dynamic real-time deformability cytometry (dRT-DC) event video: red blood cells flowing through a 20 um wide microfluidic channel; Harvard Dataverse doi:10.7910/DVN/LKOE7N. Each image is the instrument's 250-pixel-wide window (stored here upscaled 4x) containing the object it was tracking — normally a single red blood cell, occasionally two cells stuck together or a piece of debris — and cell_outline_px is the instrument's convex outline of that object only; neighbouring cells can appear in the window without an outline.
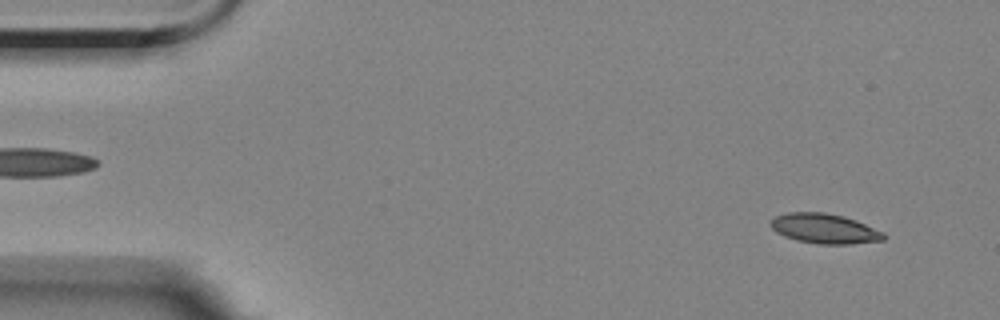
{"species": "Egyptian fruit bat (a non-hibernating species)", "species_latin": "Rousettus aegyptiacus", "temperature_condition": "room temperature", "stored_images_in_passage": 56, "camera_frame_rate_fps": 3000, "um_per_image_px": 0.085, "animal": {"sex": "female"}, "frame": {"image": 1, "passage_image": 4, "time_ms": 1.0, "image_size_px": [1000, 320], "cell_outline_px": [[884, 240], [852, 244], [820, 244], [796, 240], [784, 236], [776, 232], [768, 224], [768, 220], [776, 216], [788, 212], [824, 212], [844, 216], [856, 220], [884, 232]], "centroid_in_image_um": [70.05, 19.42], "position_along_channel_um": 15.0, "area_um2": 19.83}}
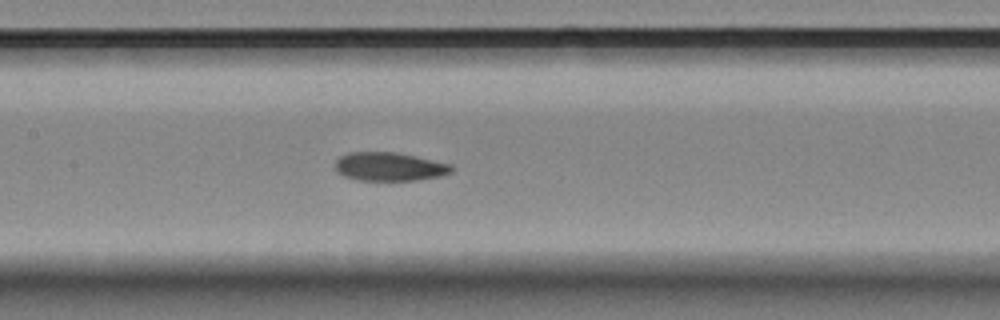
{"frame": {"image": 2, "passage_image": 26, "time_ms": 8.333, "image_size_px": [1000, 320], "cell_outline_px": [[452, 172], [440, 176], [416, 180], [356, 180], [344, 176], [336, 168], [336, 160], [340, 156], [348, 152], [396, 152], [452, 164]], "centroid_in_image_um": [33.11, 14.16], "position_along_channel_um": 174.3, "area_um2": 19.25}}
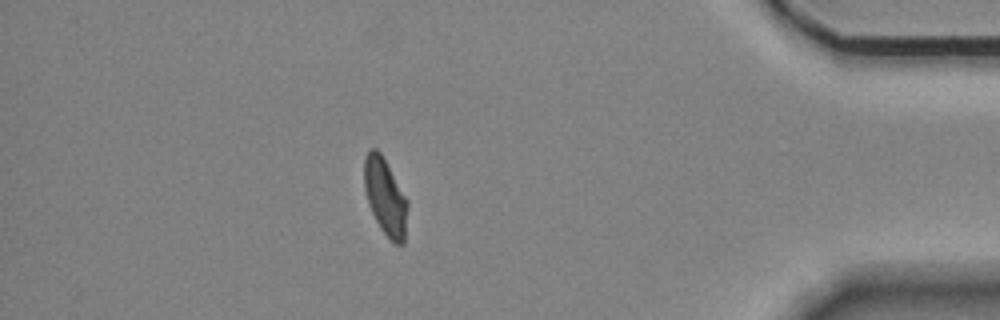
{"frame": {"image": 3, "passage_image": 49, "time_ms": 16.0, "image_size_px": [1000, 320], "cell_outline_px": [[408, 208], [404, 244], [392, 244], [388, 240], [380, 228], [368, 204], [364, 188], [364, 156], [372, 148], [376, 148], [380, 152], [408, 200]], "centroid_in_image_um": [32.75, 16.78], "position_along_channel_um": 402.4, "area_um2": 19.59}, "authors_computed_cell_mechanics": {"area_um2": 19.6809, "velocity_mm_per_s": 3.5239, "shape_relaxation_time_tau1_ms": 8.1741, "shape_relaxation_time_tau2_ms": 2.3245, "deformation_change_tau1": 0.2108, "deformation_change_tau2": 0.0778}}